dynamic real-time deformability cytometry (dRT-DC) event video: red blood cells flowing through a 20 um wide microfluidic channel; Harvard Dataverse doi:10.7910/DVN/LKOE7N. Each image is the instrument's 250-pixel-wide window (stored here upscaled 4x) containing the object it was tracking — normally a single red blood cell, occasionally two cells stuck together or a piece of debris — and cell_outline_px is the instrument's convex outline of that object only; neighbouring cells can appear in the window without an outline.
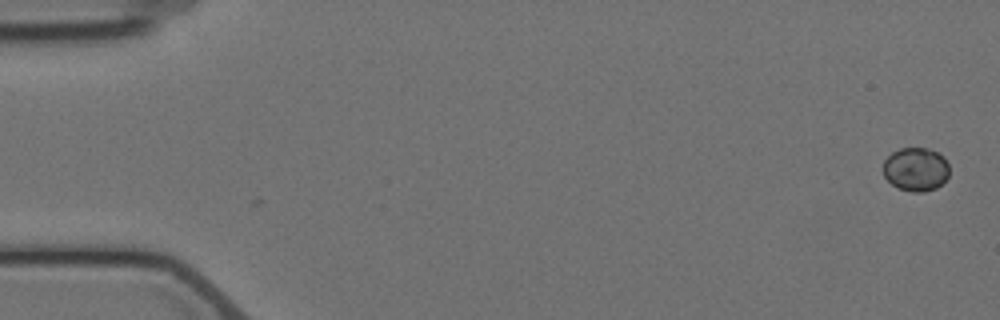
{"species": "Egyptian fruit bat (a non-hibernating species)", "species_latin": "Rousettus aegyptiacus", "temperature_condition": "cold", "stored_images_in_passage": 6, "camera_frame_rate_fps": 3000, "um_per_image_px": 0.085, "animal": {"sex": "female"}, "frame": {"image": 1, "passage_image": 1, "time_ms": 0.0, "image_size_px": [1000, 320], "cell_outline_px": [[948, 176], [936, 188], [924, 192], [912, 192], [900, 188], [892, 184], [884, 176], [884, 160], [892, 152], [900, 148], [928, 148], [944, 156], [948, 164]], "centroid_in_image_um": [77.85, 14.38], "position_along_channel_um": 7.2, "area_um2": 16.7}}
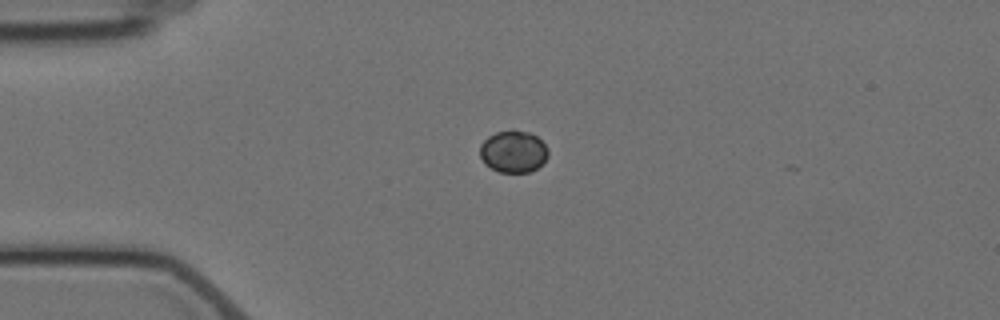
{"frame": {"image": 2, "passage_image": 4, "time_ms": 4.333, "image_size_px": [1000, 320], "cell_outline_px": [[548, 156], [536, 168], [528, 172], [500, 172], [484, 164], [480, 156], [480, 144], [488, 136], [496, 132], [528, 132], [536, 136], [548, 148]], "centroid_in_image_um": [43.61, 12.9], "position_along_channel_um": 41.4, "area_um2": 16.3}}
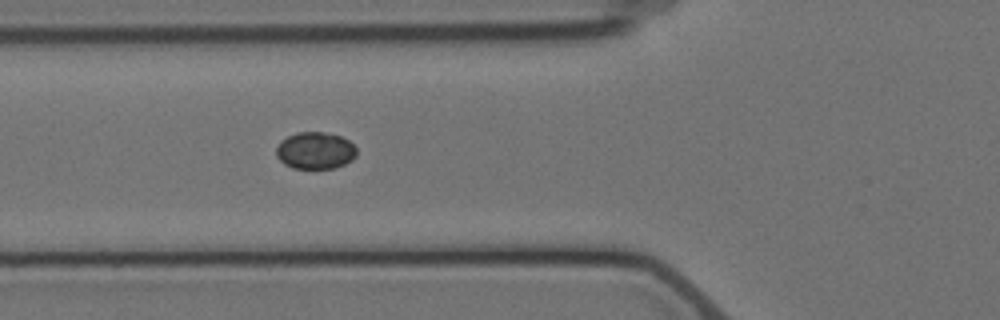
{"frame": {"image": 3, "passage_image": 6, "time_ms": 6.667, "image_size_px": [1000, 320], "cell_outline_px": [[356, 156], [352, 160], [344, 164], [332, 168], [292, 168], [284, 164], [276, 156], [276, 148], [280, 140], [296, 132], [320, 132], [340, 136], [348, 140], [356, 148]], "centroid_in_image_um": [26.77, 12.8], "position_along_channel_um": 99.0, "area_um2": 17.28}}